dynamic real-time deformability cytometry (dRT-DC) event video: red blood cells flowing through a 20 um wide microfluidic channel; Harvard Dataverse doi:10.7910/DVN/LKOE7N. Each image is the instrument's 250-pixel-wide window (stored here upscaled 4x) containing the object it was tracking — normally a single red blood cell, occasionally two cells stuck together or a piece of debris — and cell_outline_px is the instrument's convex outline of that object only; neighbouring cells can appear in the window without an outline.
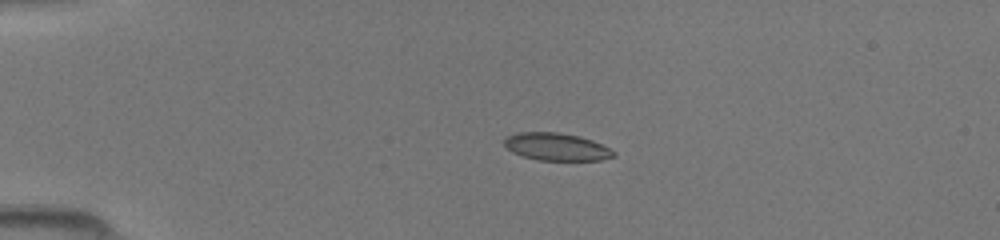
{"species": "common noctule bat (a hibernating species)", "species_latin": "Nyctalus noctula", "temperature_condition": "room temperature", "stored_images_in_passage": 38, "camera_frame_rate_fps": 3000, "um_per_image_px": 0.085, "animal": {"sex": "female", "body_mass_g": 19.5, "forearm_length_mm": 54.1}, "frame": {"image": 1, "passage_image": 1, "time_ms": 0.0, "image_size_px": [1000, 240], "cell_outline_px": [[616, 156], [600, 160], [540, 160], [524, 156], [512, 152], [504, 144], [504, 140], [508, 136], [516, 132], [560, 132], [580, 136], [592, 140], [612, 148], [616, 152]], "centroid_in_image_um": [47.35, 12.47], "position_along_channel_um": 37.6, "area_um2": 17.63}}
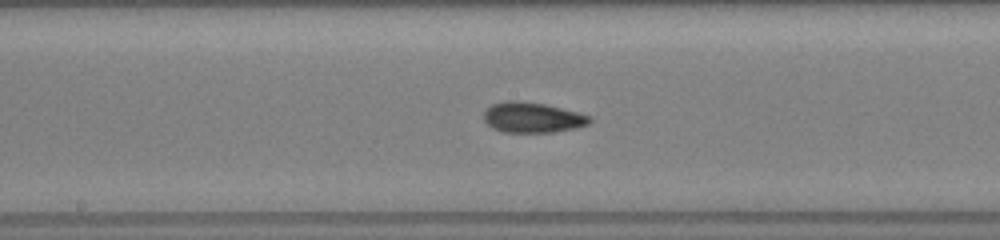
{"frame": {"image": 2, "passage_image": 16, "time_ms": 5.0, "image_size_px": [1000, 240], "cell_outline_px": [[592, 120], [588, 124], [576, 128], [552, 132], [504, 132], [492, 128], [484, 120], [484, 112], [492, 104], [504, 100], [516, 100], [544, 104], [592, 116]], "centroid_in_image_um": [45.24, 9.98], "position_along_channel_um": 203.0, "area_um2": 18.67}}
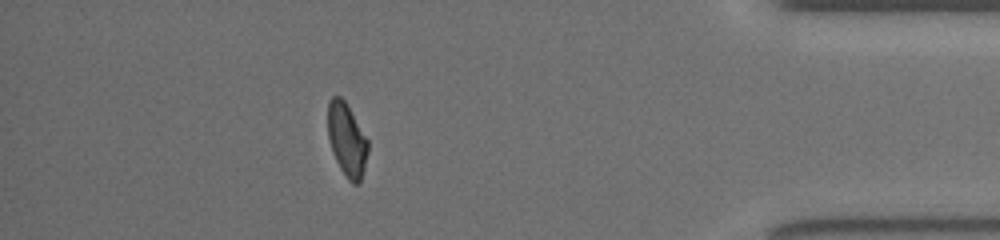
{"frame": {"image": 3, "passage_image": 33, "time_ms": 10.667, "image_size_px": [1000, 240], "cell_outline_px": [[368, 152], [364, 168], [360, 180], [356, 184], [352, 184], [348, 180], [340, 168], [336, 160], [328, 136], [328, 100], [332, 96], [340, 96], [344, 100], [368, 140]], "centroid_in_image_um": [29.48, 11.87], "position_along_channel_um": 405.7, "area_um2": 16.82}}